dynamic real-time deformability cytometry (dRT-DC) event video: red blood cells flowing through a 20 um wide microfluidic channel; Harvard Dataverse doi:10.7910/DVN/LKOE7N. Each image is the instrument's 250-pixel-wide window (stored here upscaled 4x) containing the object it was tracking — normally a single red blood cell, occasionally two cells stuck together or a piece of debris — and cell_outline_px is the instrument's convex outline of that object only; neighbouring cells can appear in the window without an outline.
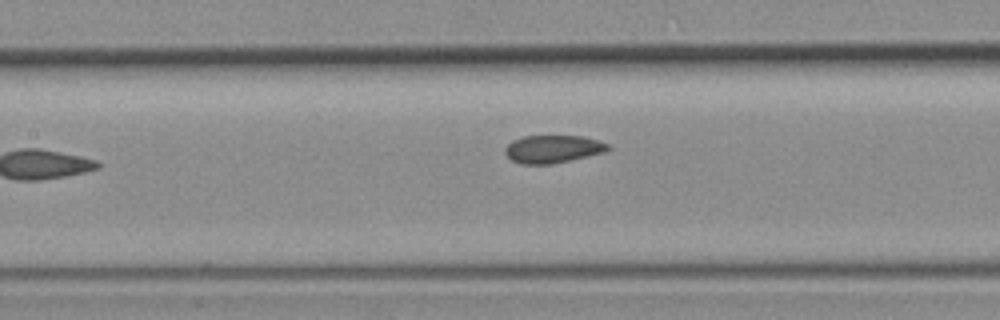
{"species": "common noctule bat (a hibernating species)", "species_latin": "Nyctalus noctula", "temperature_condition": "room temperature", "stored_images_in_passage": 8, "camera_frame_rate_fps": 3000, "um_per_image_px": 0.085, "animal": {"sex": "female", "body_mass_g": 19.3, "forearm_length_mm": 54.1}, "frame": {"image": 1, "passage_image": 6, "time_ms": 1.667, "image_size_px": [1000, 320], "cell_outline_px": [[612, 148], [604, 152], [588, 156], [552, 164], [520, 164], [512, 160], [504, 152], [504, 148], [512, 140], [524, 136], [584, 136], [608, 144]], "centroid_in_image_um": [46.98, 12.67], "position_along_channel_um": 160.4, "area_um2": 16.65}}